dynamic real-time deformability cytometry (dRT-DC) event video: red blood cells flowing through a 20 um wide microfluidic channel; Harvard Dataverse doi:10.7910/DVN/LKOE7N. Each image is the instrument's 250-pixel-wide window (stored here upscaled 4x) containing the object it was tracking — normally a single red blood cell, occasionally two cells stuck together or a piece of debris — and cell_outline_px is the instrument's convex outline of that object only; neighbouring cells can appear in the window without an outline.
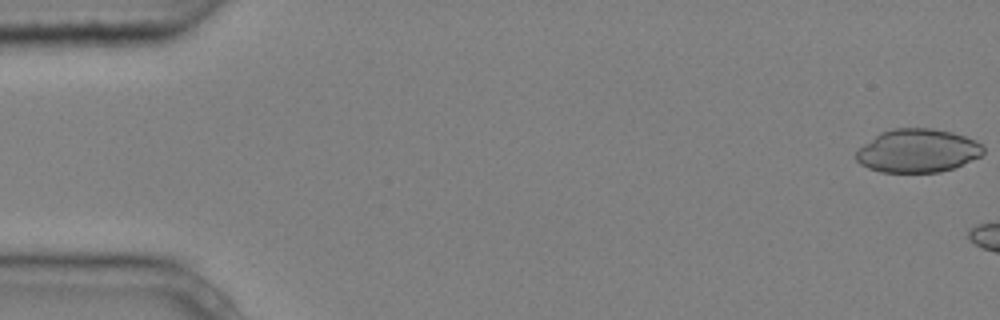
{"species": "common noctule bat (a hibernating species)", "species_latin": "Nyctalus noctula", "temperature_condition": "cold", "stored_images_in_passage": 3, "camera_frame_rate_fps": 3000, "um_per_image_px": 0.085, "animal": {"sex": "male", "body_mass_g": 20.4}, "frame": {"image": 1, "passage_image": 1, "time_ms": 0.0, "image_size_px": [1000, 320], "cell_outline_px": [[984, 152], [980, 156], [972, 160], [952, 168], [940, 172], [880, 172], [868, 168], [860, 164], [856, 160], [856, 152], [864, 144], [880, 132], [892, 128], [932, 128], [952, 132], [976, 140], [984, 148]], "centroid_in_image_um": [77.99, 12.81], "position_along_channel_um": 7.0, "area_um2": 32.14}}